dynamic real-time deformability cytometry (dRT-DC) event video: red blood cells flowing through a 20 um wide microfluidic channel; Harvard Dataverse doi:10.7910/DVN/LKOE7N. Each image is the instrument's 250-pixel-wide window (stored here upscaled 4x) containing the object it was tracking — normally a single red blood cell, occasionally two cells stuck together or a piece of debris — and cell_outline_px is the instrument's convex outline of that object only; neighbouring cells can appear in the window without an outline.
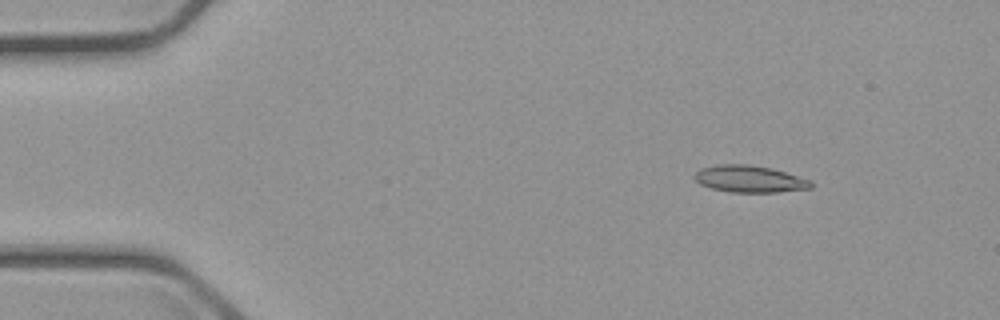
{"species": "common noctule bat (a hibernating species)", "species_latin": "Nyctalus noctula", "temperature_condition": "cold", "stored_images_in_passage": 4, "camera_frame_rate_fps": 3000, "um_per_image_px": 0.085, "animal": {"sex": "male", "body_mass_g": 23.1, "forearm_length_mm": 52.7}, "frame": {"image": 1, "passage_image": 2, "time_ms": 1.333, "image_size_px": [1000, 320], "cell_outline_px": [[812, 188], [776, 192], [728, 192], [712, 188], [700, 184], [692, 176], [700, 168], [716, 164], [748, 164], [772, 168], [812, 180]], "centroid_in_image_um": [63.7, 15.2], "position_along_channel_um": 21.3, "area_um2": 18.38}}
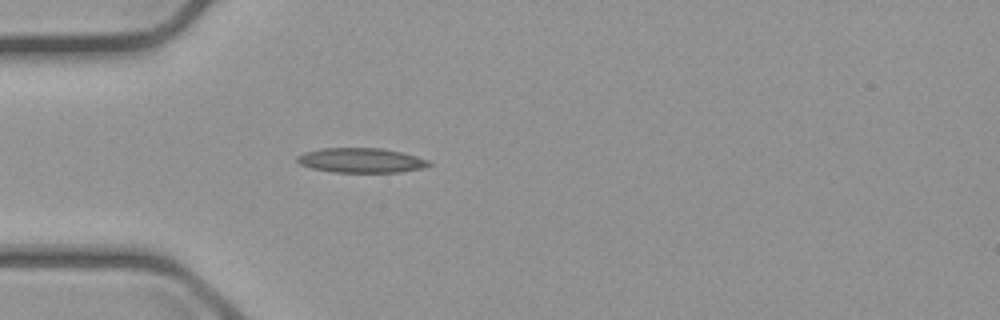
{"frame": {"image": 2, "passage_image": 4, "time_ms": 4.333, "image_size_px": [1000, 320], "cell_outline_px": [[432, 164], [424, 168], [400, 172], [332, 172], [312, 168], [300, 164], [296, 160], [296, 156], [304, 152], [324, 148], [380, 148], [400, 152], [416, 156], [428, 160]], "centroid_in_image_um": [30.68, 13.63], "position_along_channel_um": 54.3, "area_um2": 18.9}}